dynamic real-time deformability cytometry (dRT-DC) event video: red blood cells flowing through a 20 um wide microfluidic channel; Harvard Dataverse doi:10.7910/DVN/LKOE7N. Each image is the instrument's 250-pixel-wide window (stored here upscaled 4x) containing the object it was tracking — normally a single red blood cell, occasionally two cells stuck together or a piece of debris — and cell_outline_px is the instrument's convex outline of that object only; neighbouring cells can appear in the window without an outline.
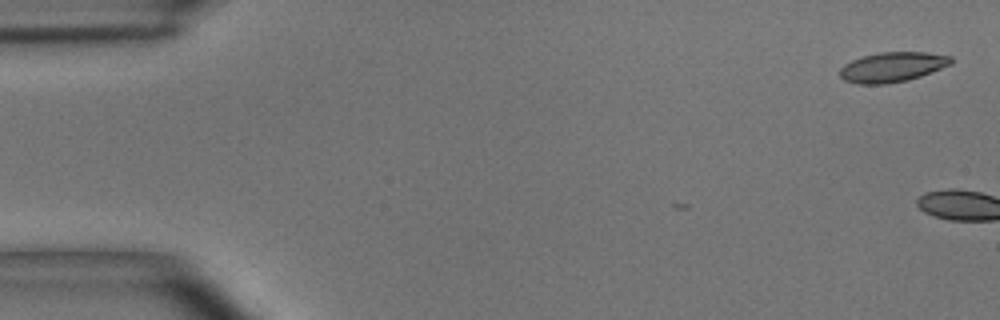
{"species": "common noctule bat (a hibernating species)", "species_latin": "Nyctalus noctula", "temperature_condition": "room temperature", "stored_images_in_passage": 5, "camera_frame_rate_fps": 3000, "um_per_image_px": 0.085, "animal": {"sex": "male", "body_mass_g": 15.6}, "frame": {"image": 1, "passage_image": 1, "time_ms": 0.0, "image_size_px": [1000, 320], "cell_outline_px": [[952, 64], [920, 76], [908, 80], [884, 84], [860, 84], [844, 80], [840, 76], [840, 68], [844, 64], [852, 60], [864, 56], [880, 52], [928, 52], [952, 56]], "centroid_in_image_um": [75.86, 5.69], "position_along_channel_um": 9.1, "area_um2": 19.31}}